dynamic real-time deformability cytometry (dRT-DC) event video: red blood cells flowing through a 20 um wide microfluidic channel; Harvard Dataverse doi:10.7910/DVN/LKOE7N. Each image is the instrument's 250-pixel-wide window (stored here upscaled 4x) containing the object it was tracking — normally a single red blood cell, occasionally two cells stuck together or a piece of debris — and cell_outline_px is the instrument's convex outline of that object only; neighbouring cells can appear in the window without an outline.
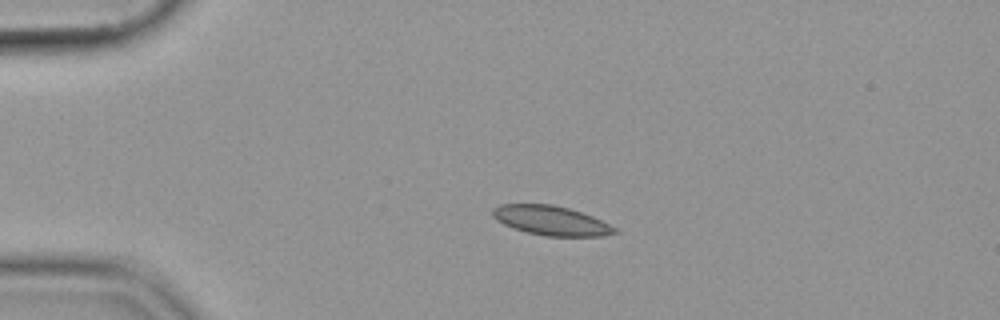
{"species": "common noctule bat (a hibernating species)", "species_latin": "Nyctalus noctula", "temperature_condition": "cold", "stored_images_in_passage": 43, "camera_frame_rate_fps": 3000, "um_per_image_px": 0.085, "animal": {"sex": "female", "body_mass_g": 19.9}, "frame": {"image": 1, "passage_image": 1, "time_ms": 0.0, "image_size_px": [1000, 320], "cell_outline_px": [[620, 232], [604, 236], [544, 236], [512, 228], [496, 220], [492, 216], [492, 208], [500, 204], [552, 204], [568, 208], [592, 216], [616, 228]], "centroid_in_image_um": [46.82, 18.75], "position_along_channel_um": 38.2, "area_um2": 20.92}}
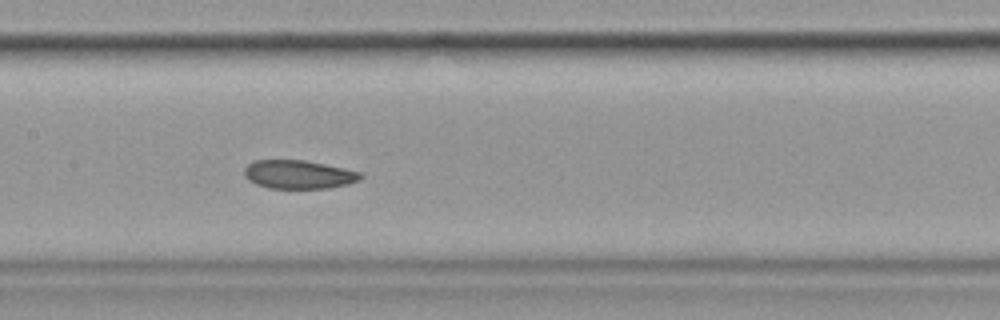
{"frame": {"image": 2, "passage_image": 16, "time_ms": 5.0, "image_size_px": [1000, 320], "cell_outline_px": [[364, 176], [360, 180], [348, 184], [328, 188], [268, 188], [256, 184], [248, 180], [244, 176], [244, 168], [252, 160], [304, 160], [344, 168], [360, 172]], "centroid_in_image_um": [25.37, 14.83], "position_along_channel_um": 182.0, "area_um2": 19.42}}
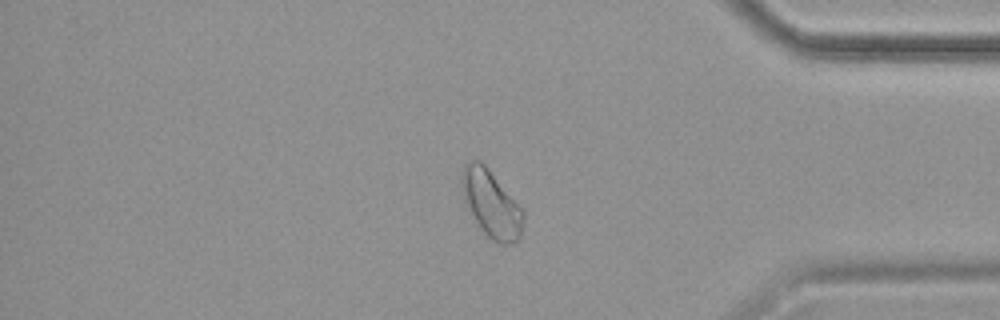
{"frame": {"image": 3, "passage_image": 35, "time_ms": 11.333, "image_size_px": [1000, 320], "cell_outline_px": [[524, 220], [520, 236], [512, 244], [500, 244], [492, 240], [484, 232], [476, 220], [468, 204], [460, 180], [460, 172], [464, 164], [468, 160], [480, 160], [488, 168], [524, 208]], "centroid_in_image_um": [41.8, 17.28], "position_along_channel_um": 393.4, "area_um2": 23.87}}